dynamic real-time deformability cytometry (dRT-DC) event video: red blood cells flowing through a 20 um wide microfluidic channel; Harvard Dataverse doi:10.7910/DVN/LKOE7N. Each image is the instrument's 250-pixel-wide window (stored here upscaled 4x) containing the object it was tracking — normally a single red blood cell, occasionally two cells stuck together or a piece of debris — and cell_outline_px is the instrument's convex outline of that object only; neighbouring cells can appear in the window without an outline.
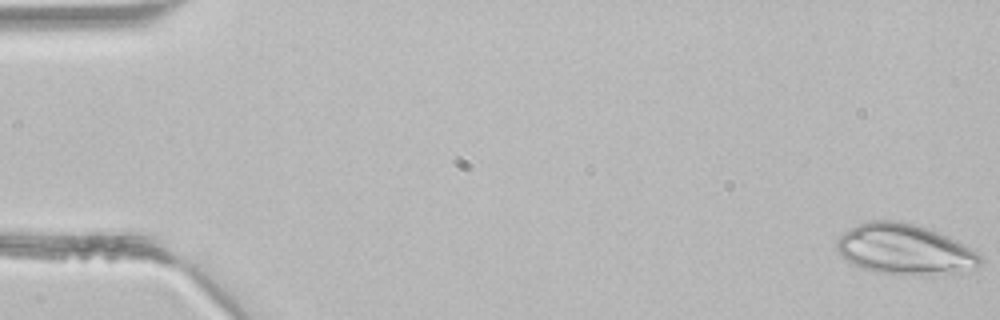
{"species": "common noctule bat (a hibernating species)", "species_latin": "Nyctalus noctula", "temperature_condition": "room temperature", "stored_images_in_passage": 4, "camera_frame_rate_fps": 3000, "um_per_image_px": 0.085, "animal": {"sex": "male", "body_mass_g": 21.5, "forearm_length_mm": 52.0}, "frame": {"image": 1, "passage_image": 1, "time_ms": 0.0, "image_size_px": [1000, 320], "cell_outline_px": [[984, 260], [980, 264], [952, 272], [904, 276], [900, 276], [872, 272], [852, 264], [840, 256], [836, 252], [836, 240], [844, 232], [868, 220], [904, 220], [928, 228], [956, 240], [964, 244], [976, 252]], "centroid_in_image_um": [76.81, 21.19], "position_along_channel_um": 8.2, "area_um2": 42.31}}